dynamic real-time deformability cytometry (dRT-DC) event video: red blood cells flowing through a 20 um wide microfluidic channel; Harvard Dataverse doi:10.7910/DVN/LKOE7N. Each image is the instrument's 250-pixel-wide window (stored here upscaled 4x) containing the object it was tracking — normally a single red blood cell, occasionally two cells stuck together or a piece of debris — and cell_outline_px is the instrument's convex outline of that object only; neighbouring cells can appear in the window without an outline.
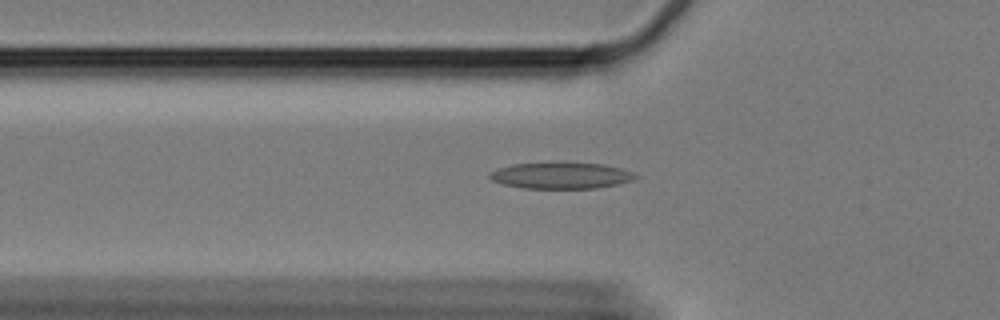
{"species": "Egyptian fruit bat (a non-hibernating species)", "species_latin": "Rousettus aegyptiacus", "temperature_condition": "cold", "stored_images_in_passage": 46, "camera_frame_rate_fps": 3000, "um_per_image_px": 0.085, "animal": {"sex": "female"}, "frame": {"image": 1, "passage_image": 12, "time_ms": 3.667, "image_size_px": [1000, 320], "cell_outline_px": [[640, 176], [632, 180], [616, 184], [596, 188], [524, 188], [504, 184], [492, 180], [488, 176], [492, 172], [500, 168], [512, 164], [552, 160], [600, 164], [620, 168], [632, 172]], "centroid_in_image_um": [47.68, 14.88], "position_along_channel_um": 78.1, "area_um2": 22.77}}
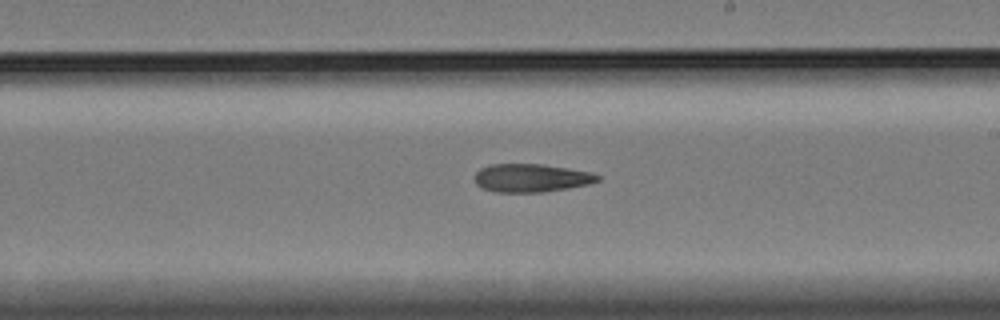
{"frame": {"image": 2, "passage_image": 27, "time_ms": 8.667, "image_size_px": [1000, 320], "cell_outline_px": [[600, 180], [588, 184], [568, 188], [544, 192], [496, 192], [484, 188], [476, 184], [476, 172], [480, 168], [492, 164], [540, 164], [568, 168], [588, 172], [600, 176]], "centroid_in_image_um": [45.15, 15.13], "position_along_channel_um": 243.8, "area_um2": 20.0}}
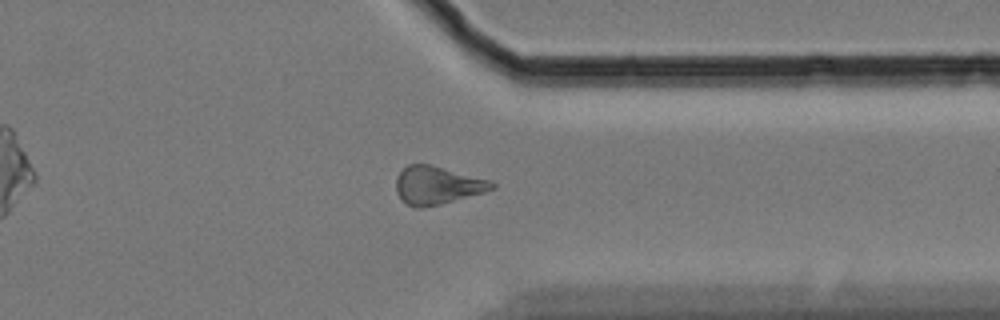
{"frame": {"image": 3, "passage_image": 39, "time_ms": 12.667, "image_size_px": [1000, 320], "cell_outline_px": [[496, 188], [484, 192], [440, 204], [424, 208], [412, 208], [396, 192], [396, 176], [408, 164], [432, 164], [488, 180], [496, 184]], "centroid_in_image_um": [37.15, 15.75], "position_along_channel_um": 374.3, "area_um2": 21.1}}